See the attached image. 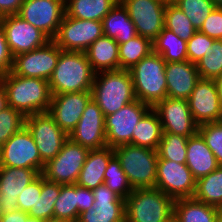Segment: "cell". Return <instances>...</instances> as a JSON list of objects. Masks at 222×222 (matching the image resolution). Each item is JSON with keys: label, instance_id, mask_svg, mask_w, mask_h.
Listing matches in <instances>:
<instances>
[{"label": "cell", "instance_id": "f546056e", "mask_svg": "<svg viewBox=\"0 0 222 222\" xmlns=\"http://www.w3.org/2000/svg\"><path fill=\"white\" fill-rule=\"evenodd\" d=\"M152 45L153 52L160 54L166 63L187 60V42L166 28H163Z\"/></svg>", "mask_w": 222, "mask_h": 222}, {"label": "cell", "instance_id": "f6af8a7d", "mask_svg": "<svg viewBox=\"0 0 222 222\" xmlns=\"http://www.w3.org/2000/svg\"><path fill=\"white\" fill-rule=\"evenodd\" d=\"M210 38L222 40V7H216L199 30Z\"/></svg>", "mask_w": 222, "mask_h": 222}, {"label": "cell", "instance_id": "7a4b0ae2", "mask_svg": "<svg viewBox=\"0 0 222 222\" xmlns=\"http://www.w3.org/2000/svg\"><path fill=\"white\" fill-rule=\"evenodd\" d=\"M95 72L85 52L62 50L48 80L52 95L91 91Z\"/></svg>", "mask_w": 222, "mask_h": 222}, {"label": "cell", "instance_id": "3957f363", "mask_svg": "<svg viewBox=\"0 0 222 222\" xmlns=\"http://www.w3.org/2000/svg\"><path fill=\"white\" fill-rule=\"evenodd\" d=\"M91 94L104 116L116 113L136 100L129 70L95 73Z\"/></svg>", "mask_w": 222, "mask_h": 222}, {"label": "cell", "instance_id": "484cf974", "mask_svg": "<svg viewBox=\"0 0 222 222\" xmlns=\"http://www.w3.org/2000/svg\"><path fill=\"white\" fill-rule=\"evenodd\" d=\"M102 25L104 35L115 39L118 44L126 43L138 35L127 9L120 1L103 18Z\"/></svg>", "mask_w": 222, "mask_h": 222}, {"label": "cell", "instance_id": "7dc6e473", "mask_svg": "<svg viewBox=\"0 0 222 222\" xmlns=\"http://www.w3.org/2000/svg\"><path fill=\"white\" fill-rule=\"evenodd\" d=\"M77 222H125V217L97 216L95 208H90L79 214Z\"/></svg>", "mask_w": 222, "mask_h": 222}, {"label": "cell", "instance_id": "8992f818", "mask_svg": "<svg viewBox=\"0 0 222 222\" xmlns=\"http://www.w3.org/2000/svg\"><path fill=\"white\" fill-rule=\"evenodd\" d=\"M113 151L132 189L155 188L157 150L126 144L115 147Z\"/></svg>", "mask_w": 222, "mask_h": 222}, {"label": "cell", "instance_id": "4dcf8cb0", "mask_svg": "<svg viewBox=\"0 0 222 222\" xmlns=\"http://www.w3.org/2000/svg\"><path fill=\"white\" fill-rule=\"evenodd\" d=\"M194 198L222 211V166L197 180Z\"/></svg>", "mask_w": 222, "mask_h": 222}, {"label": "cell", "instance_id": "836d02e7", "mask_svg": "<svg viewBox=\"0 0 222 222\" xmlns=\"http://www.w3.org/2000/svg\"><path fill=\"white\" fill-rule=\"evenodd\" d=\"M53 218L77 222L78 220V185L60 184V194L54 204Z\"/></svg>", "mask_w": 222, "mask_h": 222}, {"label": "cell", "instance_id": "8d00e7d4", "mask_svg": "<svg viewBox=\"0 0 222 222\" xmlns=\"http://www.w3.org/2000/svg\"><path fill=\"white\" fill-rule=\"evenodd\" d=\"M164 28L187 42L196 32L190 20L174 3H168L164 13Z\"/></svg>", "mask_w": 222, "mask_h": 222}, {"label": "cell", "instance_id": "cb8c5ba5", "mask_svg": "<svg viewBox=\"0 0 222 222\" xmlns=\"http://www.w3.org/2000/svg\"><path fill=\"white\" fill-rule=\"evenodd\" d=\"M186 165L196 180L207 176L220 166L198 132L187 141Z\"/></svg>", "mask_w": 222, "mask_h": 222}, {"label": "cell", "instance_id": "9c48e42d", "mask_svg": "<svg viewBox=\"0 0 222 222\" xmlns=\"http://www.w3.org/2000/svg\"><path fill=\"white\" fill-rule=\"evenodd\" d=\"M0 157L1 166L4 167L34 169L42 174L45 166L34 139L26 126L11 136L0 147Z\"/></svg>", "mask_w": 222, "mask_h": 222}, {"label": "cell", "instance_id": "d6986e66", "mask_svg": "<svg viewBox=\"0 0 222 222\" xmlns=\"http://www.w3.org/2000/svg\"><path fill=\"white\" fill-rule=\"evenodd\" d=\"M187 101L198 126L221 120L222 105L215 80L200 78Z\"/></svg>", "mask_w": 222, "mask_h": 222}, {"label": "cell", "instance_id": "30bf717a", "mask_svg": "<svg viewBox=\"0 0 222 222\" xmlns=\"http://www.w3.org/2000/svg\"><path fill=\"white\" fill-rule=\"evenodd\" d=\"M25 126L30 131L41 160L45 164L60 152L68 139V134L56 124L47 112L27 115Z\"/></svg>", "mask_w": 222, "mask_h": 222}, {"label": "cell", "instance_id": "b9f144b4", "mask_svg": "<svg viewBox=\"0 0 222 222\" xmlns=\"http://www.w3.org/2000/svg\"><path fill=\"white\" fill-rule=\"evenodd\" d=\"M198 133L213 152L216 160L222 166V122H211L198 126Z\"/></svg>", "mask_w": 222, "mask_h": 222}, {"label": "cell", "instance_id": "680465c9", "mask_svg": "<svg viewBox=\"0 0 222 222\" xmlns=\"http://www.w3.org/2000/svg\"><path fill=\"white\" fill-rule=\"evenodd\" d=\"M166 4L175 3L177 0H163Z\"/></svg>", "mask_w": 222, "mask_h": 222}, {"label": "cell", "instance_id": "c3c4849f", "mask_svg": "<svg viewBox=\"0 0 222 222\" xmlns=\"http://www.w3.org/2000/svg\"><path fill=\"white\" fill-rule=\"evenodd\" d=\"M94 196L92 190L78 186V217L79 214L93 208Z\"/></svg>", "mask_w": 222, "mask_h": 222}, {"label": "cell", "instance_id": "603a6c76", "mask_svg": "<svg viewBox=\"0 0 222 222\" xmlns=\"http://www.w3.org/2000/svg\"><path fill=\"white\" fill-rule=\"evenodd\" d=\"M113 156V148L108 146L97 150H89L75 184L90 190L104 184V172Z\"/></svg>", "mask_w": 222, "mask_h": 222}, {"label": "cell", "instance_id": "44dd1931", "mask_svg": "<svg viewBox=\"0 0 222 222\" xmlns=\"http://www.w3.org/2000/svg\"><path fill=\"white\" fill-rule=\"evenodd\" d=\"M40 173L34 169L0 167V214L18 209L17 198Z\"/></svg>", "mask_w": 222, "mask_h": 222}, {"label": "cell", "instance_id": "83f0119b", "mask_svg": "<svg viewBox=\"0 0 222 222\" xmlns=\"http://www.w3.org/2000/svg\"><path fill=\"white\" fill-rule=\"evenodd\" d=\"M220 212L219 208L191 197L175 200L173 217L178 222H214Z\"/></svg>", "mask_w": 222, "mask_h": 222}, {"label": "cell", "instance_id": "5bb4252c", "mask_svg": "<svg viewBox=\"0 0 222 222\" xmlns=\"http://www.w3.org/2000/svg\"><path fill=\"white\" fill-rule=\"evenodd\" d=\"M65 14V0H24L18 13L50 40L56 36Z\"/></svg>", "mask_w": 222, "mask_h": 222}, {"label": "cell", "instance_id": "ee69618b", "mask_svg": "<svg viewBox=\"0 0 222 222\" xmlns=\"http://www.w3.org/2000/svg\"><path fill=\"white\" fill-rule=\"evenodd\" d=\"M42 191V174L34 181L26 186L22 193L17 198L18 209L23 212H29L32 207H35L38 197Z\"/></svg>", "mask_w": 222, "mask_h": 222}, {"label": "cell", "instance_id": "1f68e13d", "mask_svg": "<svg viewBox=\"0 0 222 222\" xmlns=\"http://www.w3.org/2000/svg\"><path fill=\"white\" fill-rule=\"evenodd\" d=\"M153 51L152 41L140 35L119 44V69L130 70Z\"/></svg>", "mask_w": 222, "mask_h": 222}, {"label": "cell", "instance_id": "db71d44e", "mask_svg": "<svg viewBox=\"0 0 222 222\" xmlns=\"http://www.w3.org/2000/svg\"><path fill=\"white\" fill-rule=\"evenodd\" d=\"M215 82L220 103L222 105V73L215 79Z\"/></svg>", "mask_w": 222, "mask_h": 222}, {"label": "cell", "instance_id": "ba28073f", "mask_svg": "<svg viewBox=\"0 0 222 222\" xmlns=\"http://www.w3.org/2000/svg\"><path fill=\"white\" fill-rule=\"evenodd\" d=\"M103 35L101 21L80 20L65 14L53 41L61 50L85 52Z\"/></svg>", "mask_w": 222, "mask_h": 222}, {"label": "cell", "instance_id": "6da1fadb", "mask_svg": "<svg viewBox=\"0 0 222 222\" xmlns=\"http://www.w3.org/2000/svg\"><path fill=\"white\" fill-rule=\"evenodd\" d=\"M6 89L8 104L25 116L48 112L52 94L48 80L15 75L0 76Z\"/></svg>", "mask_w": 222, "mask_h": 222}, {"label": "cell", "instance_id": "5b68a950", "mask_svg": "<svg viewBox=\"0 0 222 222\" xmlns=\"http://www.w3.org/2000/svg\"><path fill=\"white\" fill-rule=\"evenodd\" d=\"M175 200L157 188L133 189L125 199V222H167Z\"/></svg>", "mask_w": 222, "mask_h": 222}, {"label": "cell", "instance_id": "681fc988", "mask_svg": "<svg viewBox=\"0 0 222 222\" xmlns=\"http://www.w3.org/2000/svg\"><path fill=\"white\" fill-rule=\"evenodd\" d=\"M24 0H0V18L19 13Z\"/></svg>", "mask_w": 222, "mask_h": 222}, {"label": "cell", "instance_id": "d6a6232c", "mask_svg": "<svg viewBox=\"0 0 222 222\" xmlns=\"http://www.w3.org/2000/svg\"><path fill=\"white\" fill-rule=\"evenodd\" d=\"M94 196L93 207L97 216L103 217H125V200L105 184L92 190Z\"/></svg>", "mask_w": 222, "mask_h": 222}, {"label": "cell", "instance_id": "52a82bcc", "mask_svg": "<svg viewBox=\"0 0 222 222\" xmlns=\"http://www.w3.org/2000/svg\"><path fill=\"white\" fill-rule=\"evenodd\" d=\"M88 152L87 148L68 138L60 152L45 164L42 175L46 180L62 185L75 184Z\"/></svg>", "mask_w": 222, "mask_h": 222}, {"label": "cell", "instance_id": "60d3db41", "mask_svg": "<svg viewBox=\"0 0 222 222\" xmlns=\"http://www.w3.org/2000/svg\"><path fill=\"white\" fill-rule=\"evenodd\" d=\"M25 120L23 113L10 106L0 111V147L25 126Z\"/></svg>", "mask_w": 222, "mask_h": 222}, {"label": "cell", "instance_id": "8fae6325", "mask_svg": "<svg viewBox=\"0 0 222 222\" xmlns=\"http://www.w3.org/2000/svg\"><path fill=\"white\" fill-rule=\"evenodd\" d=\"M196 182L186 164L158 159L155 188L174 200L194 197Z\"/></svg>", "mask_w": 222, "mask_h": 222}, {"label": "cell", "instance_id": "74e56055", "mask_svg": "<svg viewBox=\"0 0 222 222\" xmlns=\"http://www.w3.org/2000/svg\"><path fill=\"white\" fill-rule=\"evenodd\" d=\"M104 184L124 200L133 191L115 155L110 159L107 169L104 172Z\"/></svg>", "mask_w": 222, "mask_h": 222}, {"label": "cell", "instance_id": "d4e9b609", "mask_svg": "<svg viewBox=\"0 0 222 222\" xmlns=\"http://www.w3.org/2000/svg\"><path fill=\"white\" fill-rule=\"evenodd\" d=\"M85 53L95 73L119 70V44L115 39L103 35Z\"/></svg>", "mask_w": 222, "mask_h": 222}, {"label": "cell", "instance_id": "f35d334b", "mask_svg": "<svg viewBox=\"0 0 222 222\" xmlns=\"http://www.w3.org/2000/svg\"><path fill=\"white\" fill-rule=\"evenodd\" d=\"M174 4L182 10L196 31L216 8L212 0H177Z\"/></svg>", "mask_w": 222, "mask_h": 222}, {"label": "cell", "instance_id": "91938a15", "mask_svg": "<svg viewBox=\"0 0 222 222\" xmlns=\"http://www.w3.org/2000/svg\"><path fill=\"white\" fill-rule=\"evenodd\" d=\"M167 222H178L174 217H172L171 219H169Z\"/></svg>", "mask_w": 222, "mask_h": 222}, {"label": "cell", "instance_id": "d590c367", "mask_svg": "<svg viewBox=\"0 0 222 222\" xmlns=\"http://www.w3.org/2000/svg\"><path fill=\"white\" fill-rule=\"evenodd\" d=\"M189 137L163 132L157 148L158 159L186 164L187 141Z\"/></svg>", "mask_w": 222, "mask_h": 222}, {"label": "cell", "instance_id": "e575fe53", "mask_svg": "<svg viewBox=\"0 0 222 222\" xmlns=\"http://www.w3.org/2000/svg\"><path fill=\"white\" fill-rule=\"evenodd\" d=\"M60 194V184L48 181L42 175V191L37 199L35 207H32L28 215L39 219L53 218L54 204Z\"/></svg>", "mask_w": 222, "mask_h": 222}, {"label": "cell", "instance_id": "9f6ffc18", "mask_svg": "<svg viewBox=\"0 0 222 222\" xmlns=\"http://www.w3.org/2000/svg\"><path fill=\"white\" fill-rule=\"evenodd\" d=\"M216 7H222V0H212Z\"/></svg>", "mask_w": 222, "mask_h": 222}, {"label": "cell", "instance_id": "816d5d0a", "mask_svg": "<svg viewBox=\"0 0 222 222\" xmlns=\"http://www.w3.org/2000/svg\"><path fill=\"white\" fill-rule=\"evenodd\" d=\"M9 107L6 89L0 79V111Z\"/></svg>", "mask_w": 222, "mask_h": 222}, {"label": "cell", "instance_id": "bcb514c9", "mask_svg": "<svg viewBox=\"0 0 222 222\" xmlns=\"http://www.w3.org/2000/svg\"><path fill=\"white\" fill-rule=\"evenodd\" d=\"M13 59L14 57L9 50L5 31L0 21V76L12 71Z\"/></svg>", "mask_w": 222, "mask_h": 222}, {"label": "cell", "instance_id": "e0dca14e", "mask_svg": "<svg viewBox=\"0 0 222 222\" xmlns=\"http://www.w3.org/2000/svg\"><path fill=\"white\" fill-rule=\"evenodd\" d=\"M68 138L88 150L107 147L105 116L93 99L86 105L78 124L68 134Z\"/></svg>", "mask_w": 222, "mask_h": 222}, {"label": "cell", "instance_id": "ac0fdd59", "mask_svg": "<svg viewBox=\"0 0 222 222\" xmlns=\"http://www.w3.org/2000/svg\"><path fill=\"white\" fill-rule=\"evenodd\" d=\"M153 109L157 112L163 132L191 137L198 132L186 99L166 97L158 102Z\"/></svg>", "mask_w": 222, "mask_h": 222}, {"label": "cell", "instance_id": "277c9868", "mask_svg": "<svg viewBox=\"0 0 222 222\" xmlns=\"http://www.w3.org/2000/svg\"><path fill=\"white\" fill-rule=\"evenodd\" d=\"M165 65L162 56L152 51L129 70L136 99L151 108L167 97Z\"/></svg>", "mask_w": 222, "mask_h": 222}, {"label": "cell", "instance_id": "6f0895ef", "mask_svg": "<svg viewBox=\"0 0 222 222\" xmlns=\"http://www.w3.org/2000/svg\"><path fill=\"white\" fill-rule=\"evenodd\" d=\"M214 222H222V211L217 215Z\"/></svg>", "mask_w": 222, "mask_h": 222}, {"label": "cell", "instance_id": "f907efd6", "mask_svg": "<svg viewBox=\"0 0 222 222\" xmlns=\"http://www.w3.org/2000/svg\"><path fill=\"white\" fill-rule=\"evenodd\" d=\"M0 222H21V210L17 209L11 213L2 214Z\"/></svg>", "mask_w": 222, "mask_h": 222}, {"label": "cell", "instance_id": "f1b7e54d", "mask_svg": "<svg viewBox=\"0 0 222 222\" xmlns=\"http://www.w3.org/2000/svg\"><path fill=\"white\" fill-rule=\"evenodd\" d=\"M119 0H65L66 15L80 20L101 21Z\"/></svg>", "mask_w": 222, "mask_h": 222}, {"label": "cell", "instance_id": "7402d4cb", "mask_svg": "<svg viewBox=\"0 0 222 222\" xmlns=\"http://www.w3.org/2000/svg\"><path fill=\"white\" fill-rule=\"evenodd\" d=\"M165 77L167 80V97L186 100L200 79L196 64L188 60L166 63Z\"/></svg>", "mask_w": 222, "mask_h": 222}, {"label": "cell", "instance_id": "f5cc1de1", "mask_svg": "<svg viewBox=\"0 0 222 222\" xmlns=\"http://www.w3.org/2000/svg\"><path fill=\"white\" fill-rule=\"evenodd\" d=\"M21 222H45V220L31 217L27 212L21 211Z\"/></svg>", "mask_w": 222, "mask_h": 222}, {"label": "cell", "instance_id": "ab89813d", "mask_svg": "<svg viewBox=\"0 0 222 222\" xmlns=\"http://www.w3.org/2000/svg\"><path fill=\"white\" fill-rule=\"evenodd\" d=\"M208 56L196 63L200 78L215 80L222 73V40H214Z\"/></svg>", "mask_w": 222, "mask_h": 222}, {"label": "cell", "instance_id": "4fadbf2b", "mask_svg": "<svg viewBox=\"0 0 222 222\" xmlns=\"http://www.w3.org/2000/svg\"><path fill=\"white\" fill-rule=\"evenodd\" d=\"M151 107L138 99L125 105L116 113L105 116L106 144L115 148L130 144L133 130Z\"/></svg>", "mask_w": 222, "mask_h": 222}, {"label": "cell", "instance_id": "4316f807", "mask_svg": "<svg viewBox=\"0 0 222 222\" xmlns=\"http://www.w3.org/2000/svg\"><path fill=\"white\" fill-rule=\"evenodd\" d=\"M163 129L157 112L150 108L136 124L130 144L157 150Z\"/></svg>", "mask_w": 222, "mask_h": 222}, {"label": "cell", "instance_id": "7bdbcfd3", "mask_svg": "<svg viewBox=\"0 0 222 222\" xmlns=\"http://www.w3.org/2000/svg\"><path fill=\"white\" fill-rule=\"evenodd\" d=\"M214 40V38H210L204 33L196 31L187 41V60L196 64L202 57L208 56Z\"/></svg>", "mask_w": 222, "mask_h": 222}, {"label": "cell", "instance_id": "9a60e30c", "mask_svg": "<svg viewBox=\"0 0 222 222\" xmlns=\"http://www.w3.org/2000/svg\"><path fill=\"white\" fill-rule=\"evenodd\" d=\"M127 9L137 34L152 42L164 28L166 3L163 0H119Z\"/></svg>", "mask_w": 222, "mask_h": 222}, {"label": "cell", "instance_id": "11a10c76", "mask_svg": "<svg viewBox=\"0 0 222 222\" xmlns=\"http://www.w3.org/2000/svg\"><path fill=\"white\" fill-rule=\"evenodd\" d=\"M45 222H71V221L64 219H57V218H49L46 219Z\"/></svg>", "mask_w": 222, "mask_h": 222}, {"label": "cell", "instance_id": "2e32d148", "mask_svg": "<svg viewBox=\"0 0 222 222\" xmlns=\"http://www.w3.org/2000/svg\"><path fill=\"white\" fill-rule=\"evenodd\" d=\"M13 57L44 46L50 39L18 14L0 18Z\"/></svg>", "mask_w": 222, "mask_h": 222}, {"label": "cell", "instance_id": "ffe728a7", "mask_svg": "<svg viewBox=\"0 0 222 222\" xmlns=\"http://www.w3.org/2000/svg\"><path fill=\"white\" fill-rule=\"evenodd\" d=\"M91 99V91L52 95L47 113L64 132L69 134L78 124Z\"/></svg>", "mask_w": 222, "mask_h": 222}, {"label": "cell", "instance_id": "7c38bea8", "mask_svg": "<svg viewBox=\"0 0 222 222\" xmlns=\"http://www.w3.org/2000/svg\"><path fill=\"white\" fill-rule=\"evenodd\" d=\"M61 51L56 43L50 40L42 47L16 55L12 72L23 77L49 80Z\"/></svg>", "mask_w": 222, "mask_h": 222}]
</instances>
